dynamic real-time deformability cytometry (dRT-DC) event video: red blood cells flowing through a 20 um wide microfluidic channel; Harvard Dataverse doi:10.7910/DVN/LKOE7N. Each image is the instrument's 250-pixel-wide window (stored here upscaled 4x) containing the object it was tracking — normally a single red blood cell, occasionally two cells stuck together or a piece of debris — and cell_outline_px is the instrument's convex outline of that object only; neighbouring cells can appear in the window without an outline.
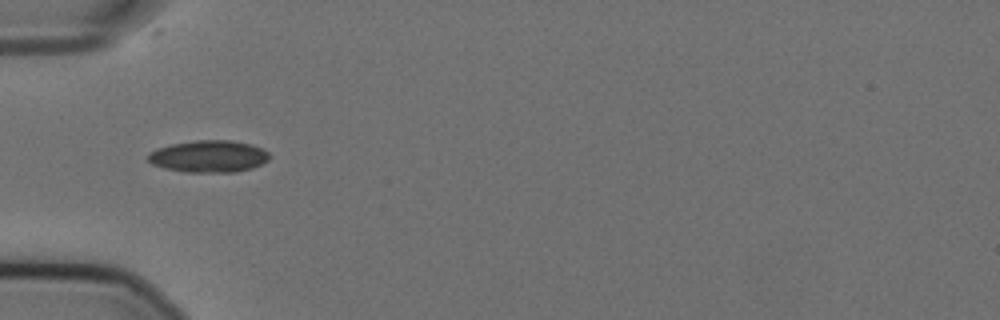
{"species": "Egyptian fruit bat (a non-hibernating species)", "species_latin": "Rousettus aegyptiacus", "temperature_condition": "cold", "stored_images_in_passage": 39, "camera_frame_rate_fps": 3000, "um_per_image_px": 0.085, "animal": {"sex": "female"}, "frame": {"image": 1, "passage_image": 1, "time_ms": 0.0, "image_size_px": [1000, 320], "cell_outline_px": [[268, 160], [252, 168], [236, 172], [184, 172], [164, 168], [152, 164], [148, 160], [148, 152], [156, 148], [172, 144], [196, 140], [232, 140], [252, 144], [268, 152]], "centroid_in_image_um": [17.71, 13.29], "position_along_channel_um": 67.3, "area_um2": 22.66}}
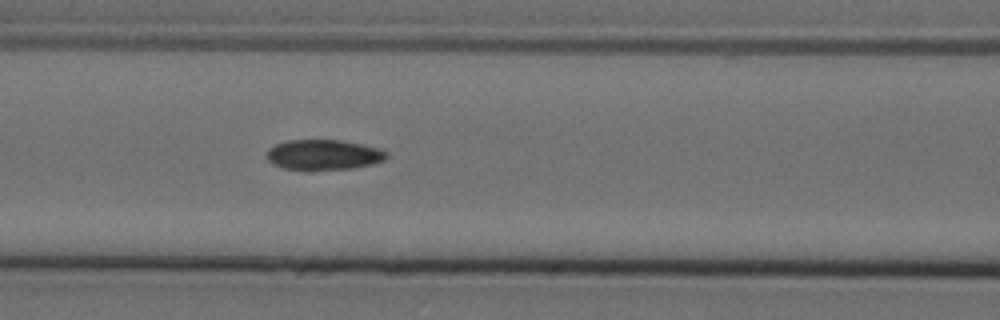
{"frame": {"image": 2, "passage_image": 7, "time_ms": 2.0, "image_size_px": [1000, 320], "cell_outline_px": [[388, 156], [384, 160], [372, 164], [352, 168], [312, 172], [304, 172], [284, 168], [272, 164], [268, 160], [268, 148], [276, 144], [288, 140], [340, 140], [380, 148], [388, 152]], "centroid_in_image_um": [27.49, 13.19], "position_along_channel_um": 139.1, "area_um2": 21.68}}
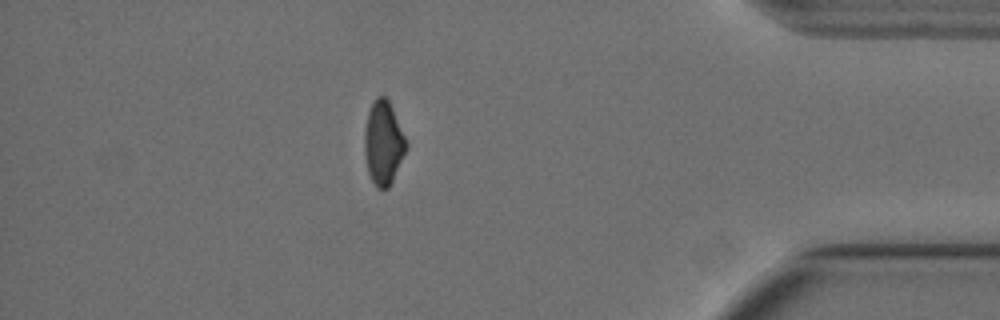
{"frame": {"image": 3, "passage_image": 32, "time_ms": 10.333, "image_size_px": [1000, 320], "cell_outline_px": [[408, 148], [388, 188], [376, 188], [368, 172], [364, 152], [364, 132], [368, 112], [376, 96], [384, 96], [388, 100], [392, 108], [408, 144]], "centroid_in_image_um": [32.58, 12.15], "position_along_channel_um": 402.6, "area_um2": 20.17}, "authors_computed_cell_mechanics": {"area_um2": 21.386, "velocity_mm_per_s": 3.593, "shape_relaxation_time_tau1_ms": 8.4077, "shape_relaxation_time_tau2_ms": 6.9293, "deformation_change_tau1": 0.155, "deformation_change_tau2": 0.1113}}